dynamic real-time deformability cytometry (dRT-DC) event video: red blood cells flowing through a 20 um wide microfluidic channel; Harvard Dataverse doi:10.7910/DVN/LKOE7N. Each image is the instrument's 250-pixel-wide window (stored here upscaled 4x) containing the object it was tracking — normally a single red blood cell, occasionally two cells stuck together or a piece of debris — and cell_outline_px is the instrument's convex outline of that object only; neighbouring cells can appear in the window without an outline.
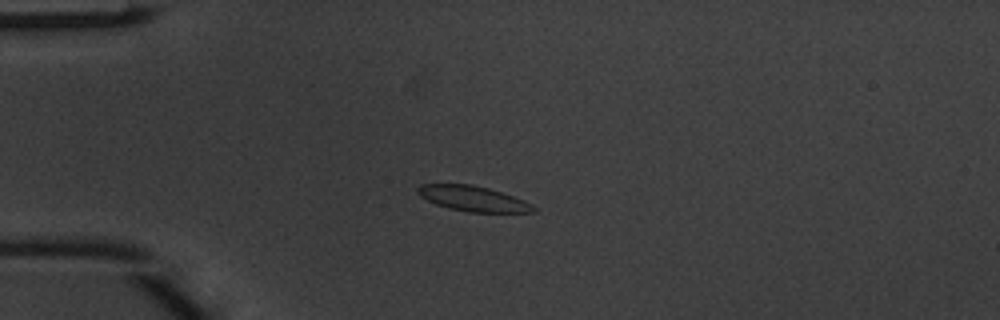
{"species": "common noctule bat (a hibernating species)", "species_latin": "Nyctalus noctula", "temperature_condition": "warm", "stored_images_in_passage": 6, "camera_frame_rate_fps": 3000, "um_per_image_px": 0.085, "animal": {"sex": "male", "body_mass_g": 20.1, "forearm_length_mm": 53.5}, "frame": {"image": 1, "passage_image": 3, "time_ms": 0.667, "image_size_px": [1000, 320], "cell_outline_px": [[536, 212], [468, 212], [448, 208], [436, 204], [420, 196], [416, 192], [416, 188], [420, 184], [472, 184], [488, 188], [524, 200], [532, 204], [536, 208]], "centroid_in_image_um": [40.19, 16.88], "position_along_channel_um": 44.8, "area_um2": 16.99}}
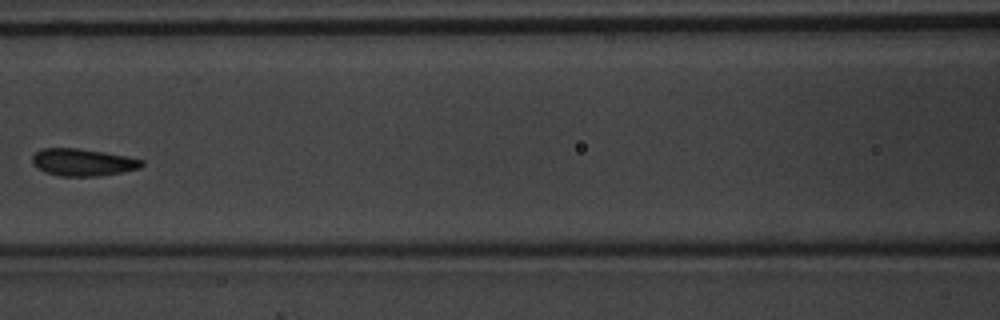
{"frame": {"image": 2, "passage_image": 6, "time_ms": 1.667, "image_size_px": [1000, 320], "cell_outline_px": [[144, 164], [140, 168], [124, 172], [96, 176], [60, 176], [36, 168], [32, 164], [32, 156], [40, 148], [76, 148], [104, 152], [128, 156], [144, 160]], "centroid_in_image_um": [7.05, 13.79], "position_along_channel_um": 159.6, "area_um2": 17.46}}